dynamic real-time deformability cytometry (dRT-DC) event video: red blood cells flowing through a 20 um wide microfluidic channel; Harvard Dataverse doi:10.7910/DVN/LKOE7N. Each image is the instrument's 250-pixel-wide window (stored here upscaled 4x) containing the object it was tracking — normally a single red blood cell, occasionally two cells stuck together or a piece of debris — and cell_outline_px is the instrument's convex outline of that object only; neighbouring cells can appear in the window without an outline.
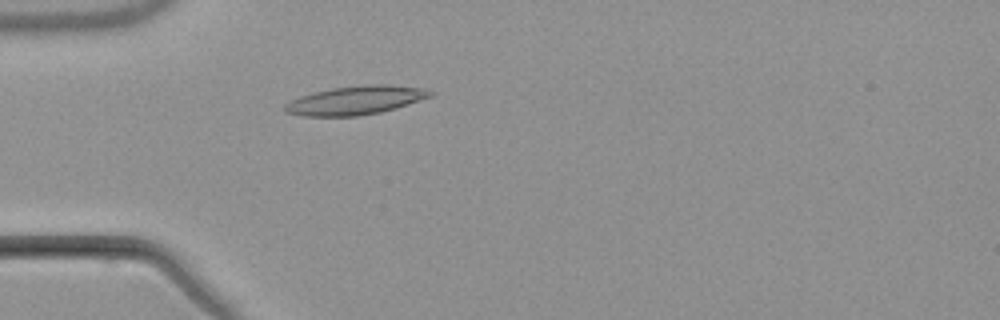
{"species": "common noctule bat (a hibernating species)", "species_latin": "Nyctalus noctula", "temperature_condition": "warm", "stored_images_in_passage": 1, "camera_frame_rate_fps": 3000, "um_per_image_px": 0.085, "animal": {"sex": "male", "body_mass_g": 21.5, "forearm_length_mm": 52.0}, "frame": {"image": 1, "passage_image": 1, "time_ms": 0.0, "image_size_px": [1000, 320], "cell_outline_px": [[436, 92], [432, 96], [396, 108], [380, 112], [360, 116], [304, 116], [284, 112], [284, 104], [288, 100], [300, 96], [332, 88], [368, 84], [388, 84], [428, 88]], "centroid_in_image_um": [30.25, 8.52], "position_along_channel_um": 54.7, "area_um2": 24.57}}